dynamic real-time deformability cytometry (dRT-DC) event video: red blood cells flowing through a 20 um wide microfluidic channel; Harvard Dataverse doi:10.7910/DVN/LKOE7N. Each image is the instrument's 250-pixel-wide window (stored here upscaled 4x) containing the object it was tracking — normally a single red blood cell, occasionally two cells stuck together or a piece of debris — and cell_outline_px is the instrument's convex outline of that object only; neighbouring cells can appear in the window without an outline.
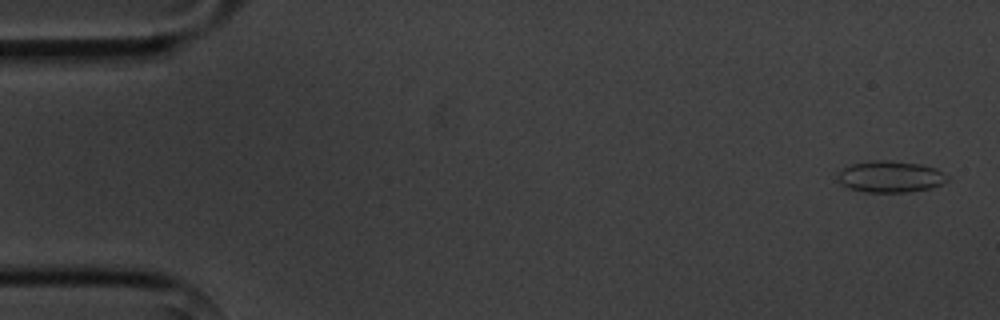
{"species": "common noctule bat (a hibernating species)", "species_latin": "Nyctalus noctula", "temperature_condition": "cold", "stored_images_in_passage": 5, "camera_frame_rate_fps": 3000, "um_per_image_px": 0.085, "animal": {"sex": "male", "body_mass_g": 20.1, "forearm_length_mm": 53.5}, "frame": {"image": 1, "passage_image": 1, "time_ms": 0.0, "image_size_px": [1000, 320], "cell_outline_px": [[948, 180], [932, 188], [908, 192], [864, 192], [848, 188], [840, 184], [836, 180], [836, 176], [840, 168], [852, 164], [872, 160], [892, 160], [920, 164], [936, 168], [944, 172], [948, 176]], "centroid_in_image_um": [75.63, 15.01], "position_along_channel_um": 9.4, "area_um2": 20.52}}